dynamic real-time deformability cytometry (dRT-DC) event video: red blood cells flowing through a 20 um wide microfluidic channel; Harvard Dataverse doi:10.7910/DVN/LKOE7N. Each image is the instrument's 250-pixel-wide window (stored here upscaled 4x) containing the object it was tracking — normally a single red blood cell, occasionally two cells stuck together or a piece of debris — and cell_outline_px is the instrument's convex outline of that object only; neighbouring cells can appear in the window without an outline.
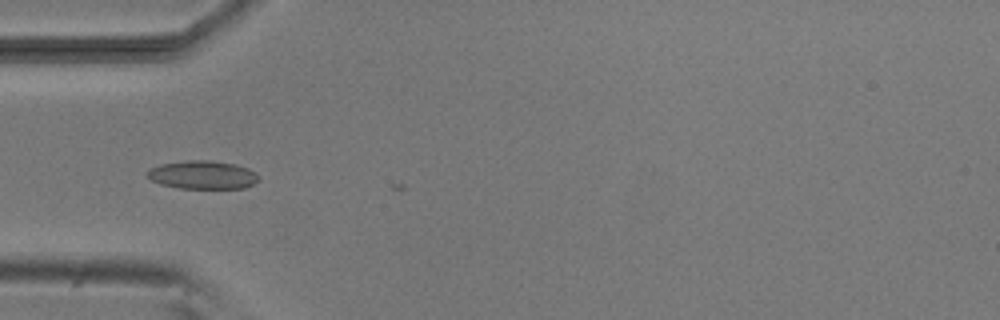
{"species": "common noctule bat (a hibernating species)", "species_latin": "Nyctalus noctula", "temperature_condition": "room temperature", "stored_images_in_passage": 6, "camera_frame_rate_fps": 3000, "um_per_image_px": 0.085, "animal": {"sex": "male", "body_mass_g": 20.5, "forearm_length_mm": 52.5}, "frame": {"image": 1, "passage_image": 5, "time_ms": 4.667, "image_size_px": [1000, 320], "cell_outline_px": [[260, 180], [244, 188], [180, 188], [160, 184], [152, 180], [148, 176], [148, 168], [160, 164], [184, 160], [212, 160], [236, 164], [248, 168]], "centroid_in_image_um": [17.19, 14.85], "position_along_channel_um": 67.8, "area_um2": 18.32}}